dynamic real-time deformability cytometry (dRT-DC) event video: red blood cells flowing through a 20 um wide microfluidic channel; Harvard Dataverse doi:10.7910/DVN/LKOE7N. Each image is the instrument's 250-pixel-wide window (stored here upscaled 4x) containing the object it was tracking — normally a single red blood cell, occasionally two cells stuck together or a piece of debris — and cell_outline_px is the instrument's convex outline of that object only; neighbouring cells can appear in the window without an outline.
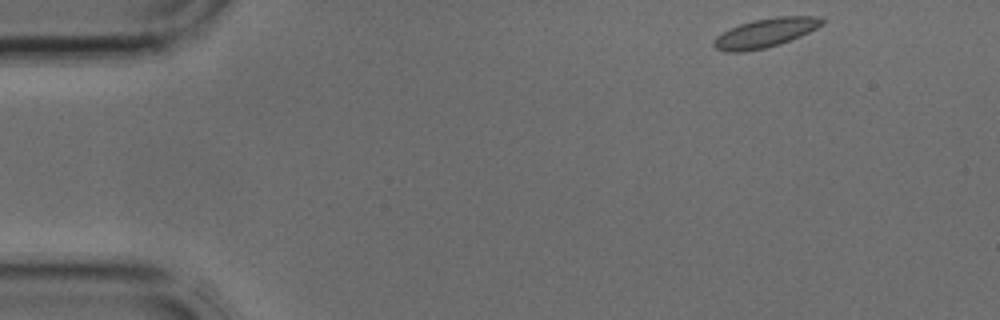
{"species": "common noctule bat (a hibernating species)", "species_latin": "Nyctalus noctula", "temperature_condition": "cold", "stored_images_in_passage": 3, "camera_frame_rate_fps": 3000, "um_per_image_px": 0.085, "animal": {"sex": "male", "body_mass_g": 17.9, "forearm_length_mm": 54.2}, "frame": {"image": 1, "passage_image": 1, "time_ms": 0.0, "image_size_px": [1000, 320], "cell_outline_px": [[824, 24], [800, 36], [780, 44], [764, 48], [744, 52], [724, 52], [716, 48], [712, 44], [716, 36], [740, 24], [752, 20], [776, 16], [820, 16], [824, 20]], "centroid_in_image_um": [65.06, 2.79], "position_along_channel_um": 19.9, "area_um2": 18.26}}
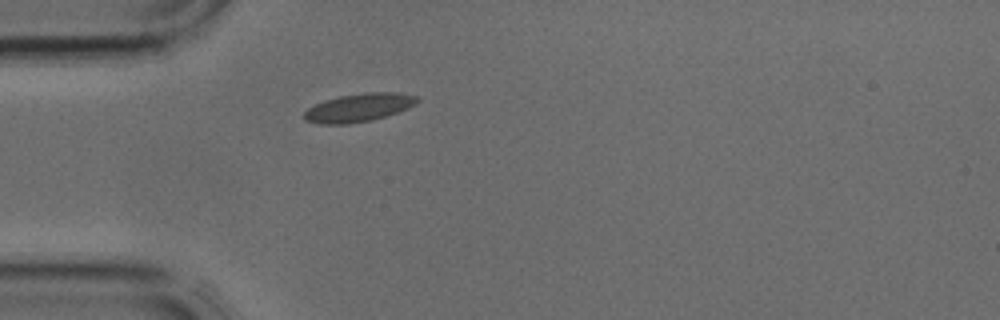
{"frame": {"image": 2, "passage_image": 3, "time_ms": 0.667, "image_size_px": [1000, 320], "cell_outline_px": [[420, 100], [416, 104], [408, 108], [372, 120], [348, 124], [320, 124], [304, 120], [304, 112], [308, 108], [324, 100], [340, 96], [364, 92], [396, 92], [416, 96]], "centroid_in_image_um": [30.49, 9.14], "position_along_channel_um": 54.5, "area_um2": 18.55}}